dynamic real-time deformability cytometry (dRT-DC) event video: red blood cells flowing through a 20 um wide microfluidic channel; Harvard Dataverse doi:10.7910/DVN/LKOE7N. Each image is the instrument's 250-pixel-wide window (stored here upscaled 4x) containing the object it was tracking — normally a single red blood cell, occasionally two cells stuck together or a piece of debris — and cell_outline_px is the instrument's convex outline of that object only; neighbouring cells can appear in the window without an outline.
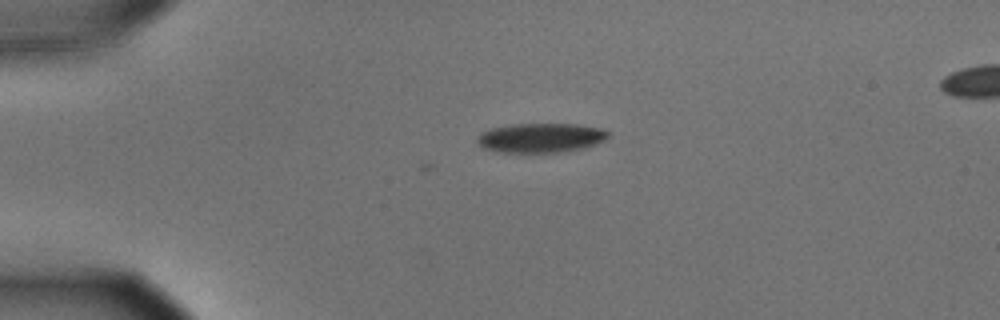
{"species": "common noctule bat (a hibernating species)", "species_latin": "Nyctalus noctula", "temperature_condition": "cold", "stored_images_in_passage": 2, "camera_frame_rate_fps": 3000, "um_per_image_px": 0.085, "animal": {"sex": "male", "body_mass_g": 15.6}, "frame": {"image": 1, "passage_image": 2, "time_ms": 0.333, "image_size_px": [1000, 320], "cell_outline_px": [[608, 136], [604, 140], [596, 144], [584, 148], [560, 152], [496, 152], [484, 148], [476, 144], [476, 136], [480, 132], [492, 128], [508, 124], [580, 124], [604, 128], [608, 132]], "centroid_in_image_um": [45.93, 11.71], "position_along_channel_um": 39.1, "area_um2": 22.77}}